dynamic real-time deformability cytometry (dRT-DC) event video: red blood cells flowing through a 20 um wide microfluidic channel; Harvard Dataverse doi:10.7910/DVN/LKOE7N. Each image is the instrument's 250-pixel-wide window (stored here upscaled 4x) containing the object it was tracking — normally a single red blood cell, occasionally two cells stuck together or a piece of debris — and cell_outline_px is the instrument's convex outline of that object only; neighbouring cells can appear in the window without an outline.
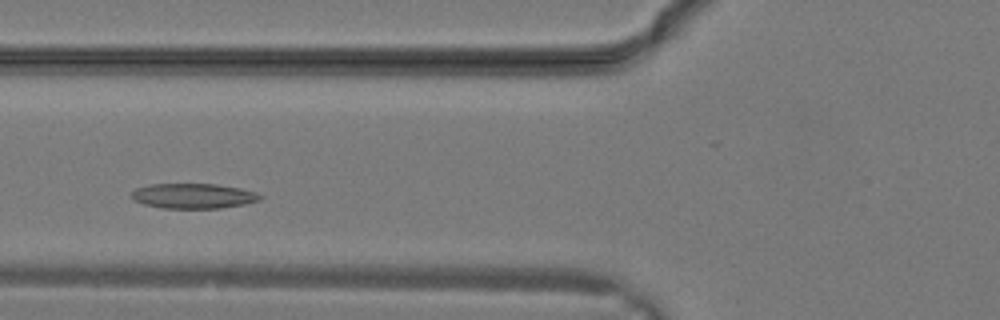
{"species": "common noctule bat (a hibernating species)", "species_latin": "Nyctalus noctula", "temperature_condition": "warm", "stored_images_in_passage": 24, "camera_frame_rate_fps": 3000, "um_per_image_px": 0.085, "animal": {"sex": "male", "body_mass_g": 19.2, "forearm_length_mm": 51.8}, "frame": {"image": 1, "passage_image": 5, "time_ms": 1.333, "image_size_px": [1000, 320], "cell_outline_px": [[264, 196], [260, 200], [244, 204], [220, 208], [160, 208], [144, 204], [132, 200], [132, 192], [136, 188], [152, 184], [216, 184], [240, 188], [256, 192]], "centroid_in_image_um": [16.44, 16.66], "position_along_channel_um": 109.4, "area_um2": 18.79}}
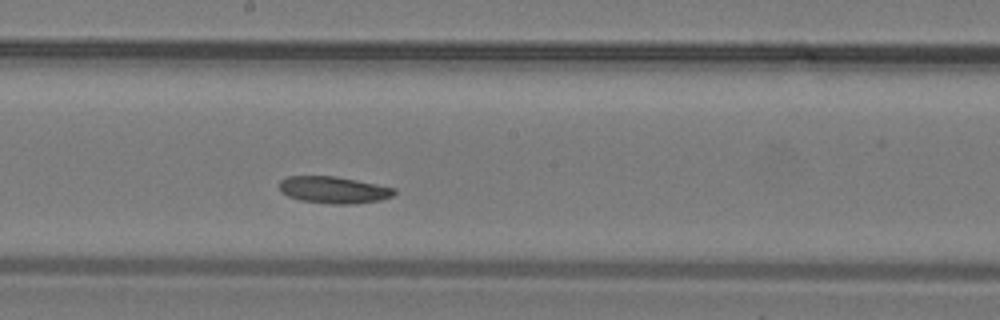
{"frame": {"image": 2, "passage_image": 10, "time_ms": 3.0, "image_size_px": [1000, 320], "cell_outline_px": [[396, 192], [392, 196], [380, 200], [356, 204], [332, 204], [300, 200], [288, 196], [280, 192], [280, 180], [288, 176], [336, 176], [396, 188]], "centroid_in_image_um": [28.36, 16.14], "position_along_channel_um": 219.8, "area_um2": 18.03}}
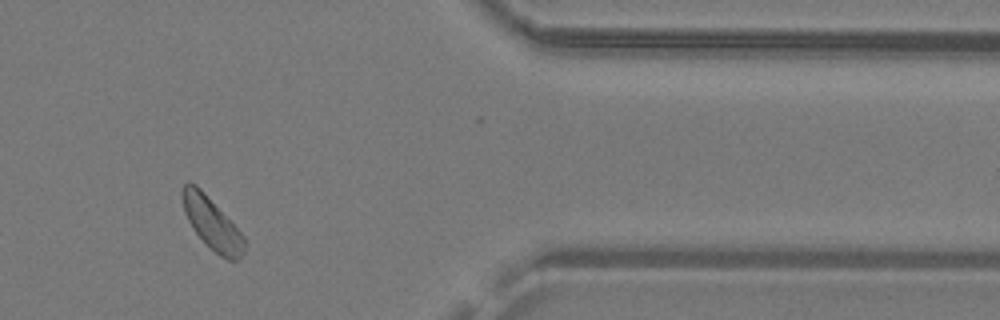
{"frame": {"image": 3, "passage_image": 19, "time_ms": 6.0, "image_size_px": [1000, 320], "cell_outline_px": [[248, 244], [244, 252], [236, 260], [228, 260], [220, 256], [192, 228], [184, 212], [180, 192], [184, 184], [188, 180], [196, 184], [200, 188], [244, 236]], "centroid_in_image_um": [18.01, 18.96], "position_along_channel_um": 393.4, "area_um2": 18.5}}